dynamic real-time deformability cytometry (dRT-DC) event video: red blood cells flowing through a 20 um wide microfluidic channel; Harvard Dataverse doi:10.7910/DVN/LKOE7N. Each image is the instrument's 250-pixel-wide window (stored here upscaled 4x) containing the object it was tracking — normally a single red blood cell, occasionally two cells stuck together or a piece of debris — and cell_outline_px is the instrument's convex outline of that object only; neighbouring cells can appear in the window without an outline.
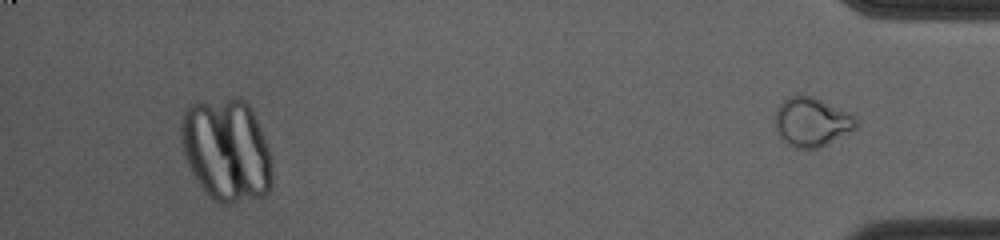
{"species": "common noctule bat (a hibernating species)", "species_latin": "Nyctalus noctula", "temperature_condition": "cold", "stored_images_in_passage": 50, "camera_frame_rate_fps": 3000, "um_per_image_px": 0.085, "animal": {"sex": "female", "body_mass_g": 23.0, "forearm_length_mm": 53.4}, "frame": {"image": 1, "passage_image": 50, "time_ms": 16.333, "image_size_px": [1000, 240], "cell_outline_px": [[856, 128], [820, 148], [792, 148], [776, 132], [776, 108], [788, 96], [812, 96], [852, 112], [856, 120]], "centroid_in_image_um": [69.01, 10.37], "position_along_channel_um": 366.2, "area_um2": 23.12}}